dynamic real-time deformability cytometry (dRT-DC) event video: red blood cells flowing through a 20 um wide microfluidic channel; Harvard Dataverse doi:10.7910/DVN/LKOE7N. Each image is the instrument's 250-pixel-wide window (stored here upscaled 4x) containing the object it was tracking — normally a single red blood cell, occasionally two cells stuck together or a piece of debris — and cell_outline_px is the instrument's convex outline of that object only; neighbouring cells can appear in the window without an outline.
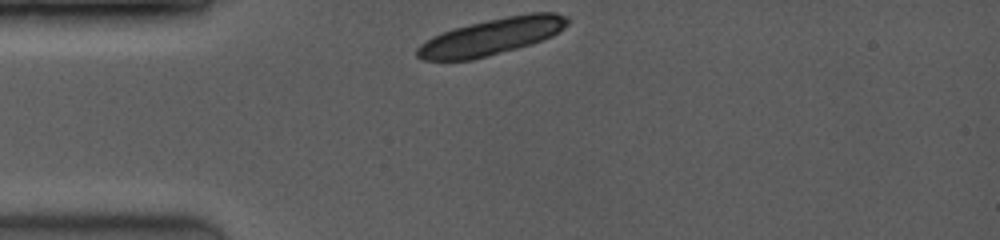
{"species": "common noctule bat (a hibernating species)", "species_latin": "Nyctalus noctula", "temperature_condition": "room temperature", "stored_images_in_passage": 2, "camera_frame_rate_fps": 3500, "um_per_image_px": 0.085, "animal": {"sex": "female", "body_mass_g": 19.0, "forearm_length_mm": 53.3}, "frame": {"image": 1, "passage_image": 1, "time_ms": 0.0, "image_size_px": [1000, 240], "cell_outline_px": [[568, 24], [552, 36], [516, 48], [472, 60], [424, 60], [416, 56], [416, 48], [420, 44], [432, 36], [452, 28], [504, 16], [528, 12], [556, 12], [568, 16]], "centroid_in_image_um": [41.77, 3.09], "position_along_channel_um": 43.2, "area_um2": 31.96}}